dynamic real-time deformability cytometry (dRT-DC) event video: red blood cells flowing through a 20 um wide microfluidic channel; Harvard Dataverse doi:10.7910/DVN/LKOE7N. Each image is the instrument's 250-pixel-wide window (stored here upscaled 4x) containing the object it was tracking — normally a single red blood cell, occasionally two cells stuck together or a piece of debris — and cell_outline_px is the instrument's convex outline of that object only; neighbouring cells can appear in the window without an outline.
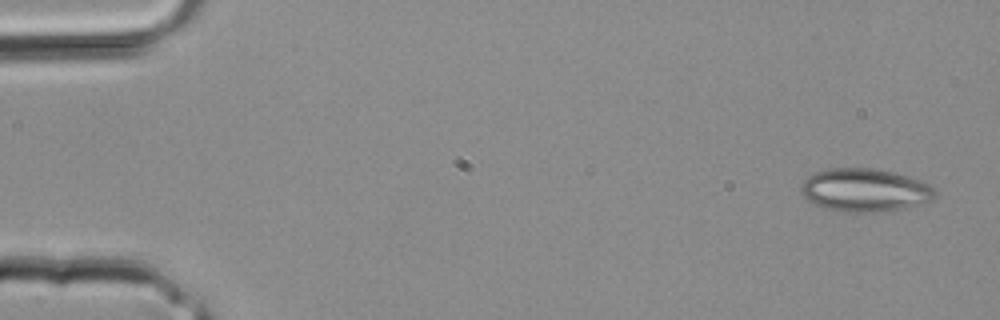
{"species": "common noctule bat (a hibernating species)", "species_latin": "Nyctalus noctula", "temperature_condition": "room temperature", "stored_images_in_passage": 4, "camera_frame_rate_fps": 3000, "um_per_image_px": 0.085, "animal": {"sex": "male", "body_mass_g": 20.4}, "frame": {"image": 1, "passage_image": 4, "time_ms": 1.0, "image_size_px": [1000, 320], "cell_outline_px": [[936, 196], [932, 200], [904, 208], [880, 212], [852, 212], [824, 208], [808, 200], [804, 196], [800, 188], [800, 184], [812, 172], [828, 168], [872, 168], [892, 172], [908, 176], [920, 180], [936, 188]], "centroid_in_image_um": [73.51, 16.15], "position_along_channel_um": 11.5, "area_um2": 33.76}}